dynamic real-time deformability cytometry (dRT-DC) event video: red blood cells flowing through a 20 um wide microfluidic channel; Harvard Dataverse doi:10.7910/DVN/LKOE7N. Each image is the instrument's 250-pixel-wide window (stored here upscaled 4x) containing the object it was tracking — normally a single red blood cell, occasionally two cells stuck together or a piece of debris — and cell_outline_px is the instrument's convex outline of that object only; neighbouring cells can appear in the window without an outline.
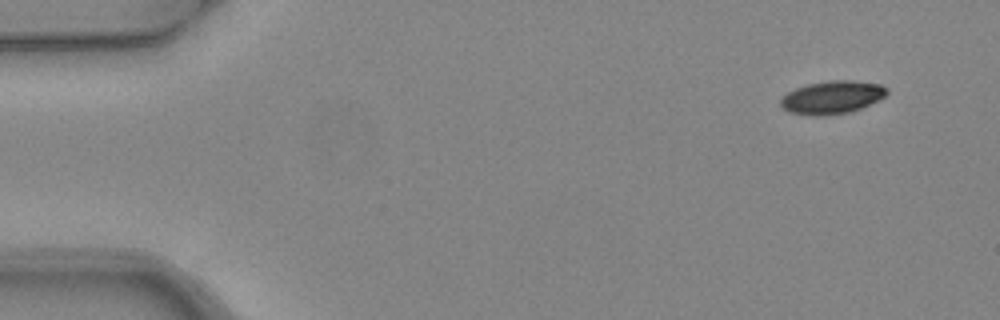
{"species": "common noctule bat (a hibernating species)", "species_latin": "Nyctalus noctula", "temperature_condition": "warm", "stored_images_in_passage": 5, "camera_frame_rate_fps": 3000, "um_per_image_px": 0.085, "animal": {"sex": "female", "body_mass_g": 24.6, "forearm_length_mm": 56.2}, "frame": {"image": 1, "passage_image": 1, "time_ms": 0.0, "image_size_px": [1000, 320], "cell_outline_px": [[888, 92], [884, 96], [860, 108], [848, 112], [820, 116], [812, 116], [788, 112], [780, 104], [780, 100], [788, 92], [796, 88], [808, 84], [828, 80], [852, 80], [880, 84], [888, 88]], "centroid_in_image_um": [70.7, 8.26], "position_along_channel_um": 14.3, "area_um2": 20.23}}